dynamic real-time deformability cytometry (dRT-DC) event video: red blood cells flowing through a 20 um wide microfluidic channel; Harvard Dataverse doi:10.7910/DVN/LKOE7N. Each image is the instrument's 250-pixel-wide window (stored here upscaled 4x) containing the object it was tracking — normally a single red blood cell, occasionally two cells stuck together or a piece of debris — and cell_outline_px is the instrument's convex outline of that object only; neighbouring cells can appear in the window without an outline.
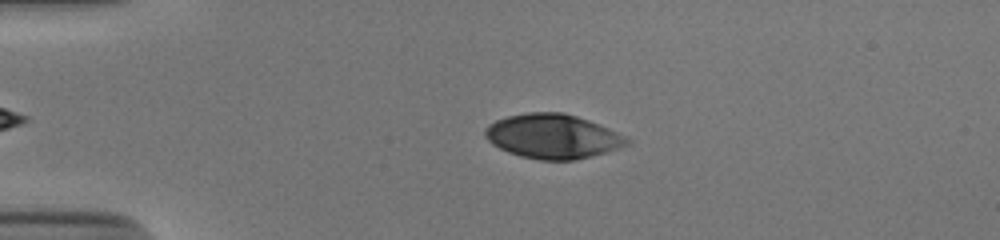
{"species": "human", "species_latin": "Homo sapiens", "temperature_condition": "cold", "stored_images_in_passage": 38, "camera_frame_rate_fps": 3000, "um_per_image_px": 0.085, "donor": {"sex": "male"}, "frame": {"image": 1, "passage_image": 4, "time_ms": 1.0, "image_size_px": [1000, 240], "cell_outline_px": [[632, 140], [628, 144], [620, 148], [608, 152], [576, 160], [540, 160], [520, 156], [508, 152], [492, 144], [484, 136], [484, 128], [488, 124], [496, 120], [508, 116], [528, 112], [564, 112], [588, 120], [628, 136]], "centroid_in_image_um": [47.0, 11.59], "position_along_channel_um": 38.0, "area_um2": 36.99}}
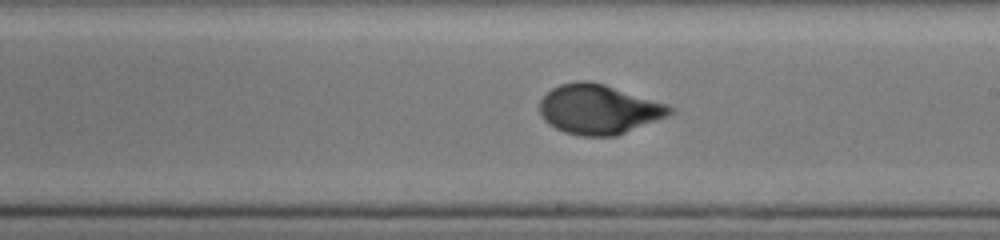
{"frame": {"image": 2, "passage_image": 23, "time_ms": 7.333, "image_size_px": [1000, 240], "cell_outline_px": [[676, 112], [668, 116], [616, 136], [580, 136], [564, 132], [548, 124], [544, 120], [540, 112], [540, 100], [552, 88], [560, 84], [576, 80], [588, 80], [604, 84], [668, 104], [676, 108]], "centroid_in_image_um": [50.92, 9.29], "position_along_channel_um": 238.1, "area_um2": 37.86}}
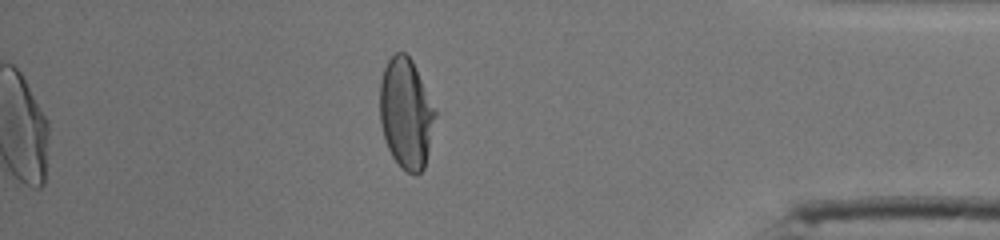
{"frame": {"image": 3, "passage_image": 38, "time_ms": 12.333, "image_size_px": [1000, 240], "cell_outline_px": [[436, 112], [424, 168], [416, 176], [408, 172], [392, 156], [388, 148], [384, 136], [380, 120], [380, 80], [384, 68], [388, 60], [396, 52], [404, 52], [412, 60]], "centroid_in_image_um": [34.49, 9.62], "position_along_channel_um": 400.7, "area_um2": 34.91}, "authors_computed_cell_mechanics": {"area_um2": 36.992, "velocity_mm_per_s": 3.8773, "shape_relaxation_time_tau1_ms": 3.5007, "shape_relaxation_time_tau2_ms": null, "deformation_change_tau1": 0.1789, "deformation_change_tau2": null}}